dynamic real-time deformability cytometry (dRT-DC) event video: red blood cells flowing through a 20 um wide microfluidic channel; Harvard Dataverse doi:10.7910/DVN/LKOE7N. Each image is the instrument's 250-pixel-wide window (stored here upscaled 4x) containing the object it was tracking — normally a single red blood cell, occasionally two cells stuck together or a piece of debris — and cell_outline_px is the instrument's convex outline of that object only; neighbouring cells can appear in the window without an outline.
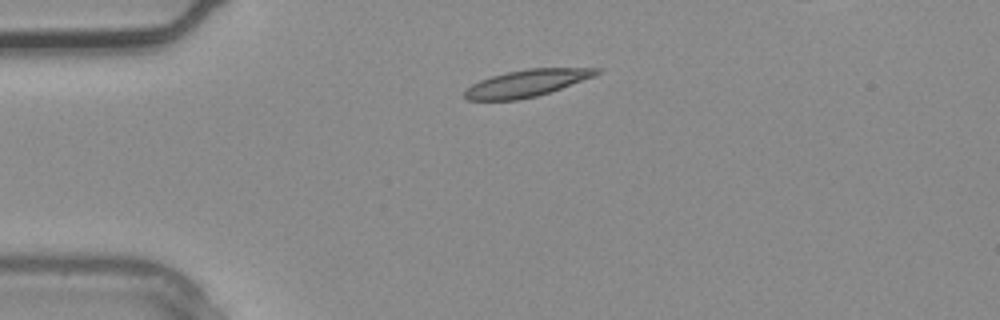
{"species": "common noctule bat (a hibernating species)", "species_latin": "Nyctalus noctula", "temperature_condition": "warm", "stored_images_in_passage": 4, "segment_of_instrument_passage": [1, 2], "camera_frame_rate_fps": 3000, "um_per_image_px": 0.085, "animal": {"sex": "male", "body_mass_g": 20.4}, "frame": {"image": 1, "passage_image": 2, "time_ms": 0.333, "image_size_px": [1000, 320], "cell_outline_px": [[604, 72], [596, 76], [536, 96], [520, 100], [468, 100], [464, 96], [464, 92], [472, 84], [480, 80], [492, 76], [508, 72], [528, 68], [604, 68]], "centroid_in_image_um": [44.83, 7.06], "position_along_channel_um": 40.2, "area_um2": 20.69}}